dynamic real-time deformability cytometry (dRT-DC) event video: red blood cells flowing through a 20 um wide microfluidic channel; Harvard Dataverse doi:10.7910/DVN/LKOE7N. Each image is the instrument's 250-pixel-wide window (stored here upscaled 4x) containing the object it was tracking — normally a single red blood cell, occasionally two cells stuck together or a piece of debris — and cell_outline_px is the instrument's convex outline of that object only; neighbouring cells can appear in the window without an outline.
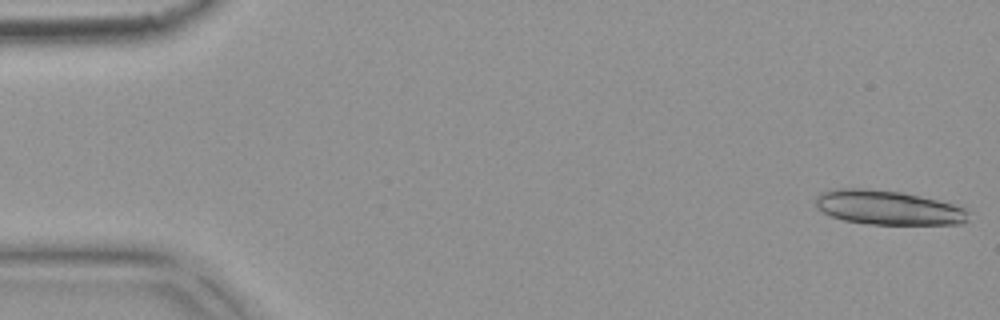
{"species": "common noctule bat (a hibernating species)", "species_latin": "Nyctalus noctula", "temperature_condition": "warm", "stored_images_in_passage": 6, "camera_frame_rate_fps": 3000, "um_per_image_px": 0.085, "animal": {"sex": "female", "body_mass_g": 18.4}, "frame": {"image": 1, "passage_image": 1, "time_ms": 0.0, "image_size_px": [1000, 320], "cell_outline_px": [[968, 220], [960, 224], [868, 224], [844, 220], [832, 216], [816, 208], [816, 196], [820, 192], [836, 188], [868, 188], [900, 192], [920, 196], [952, 204], [964, 208], [968, 212]], "centroid_in_image_um": [75.44, 17.64], "position_along_channel_um": 9.6, "area_um2": 30.46}}